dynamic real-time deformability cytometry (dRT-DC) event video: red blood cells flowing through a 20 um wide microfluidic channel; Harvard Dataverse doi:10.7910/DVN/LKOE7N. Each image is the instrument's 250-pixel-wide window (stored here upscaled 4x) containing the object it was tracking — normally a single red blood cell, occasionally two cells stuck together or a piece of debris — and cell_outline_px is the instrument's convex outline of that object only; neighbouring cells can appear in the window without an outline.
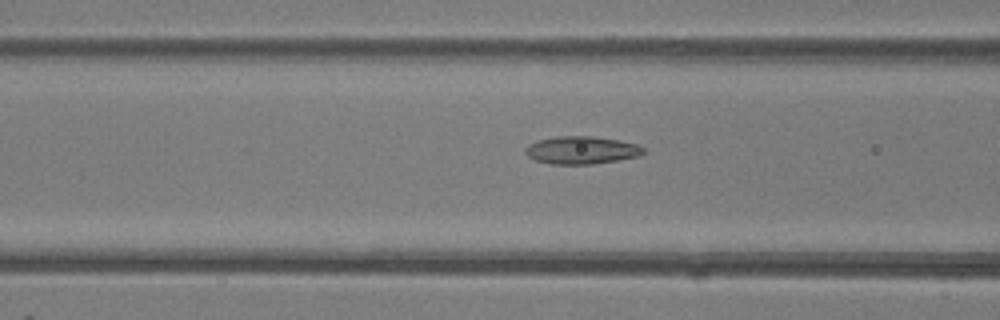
{"species": "common noctule bat (a hibernating species)", "species_latin": "Nyctalus noctula", "temperature_condition": "room temperature", "stored_images_in_passage": 45, "camera_frame_rate_fps": 3000, "um_per_image_px": 0.085, "animal": {"sex": "female"}, "frame": {"image": 1, "passage_image": 19, "time_ms": 6.0, "image_size_px": [1000, 320], "cell_outline_px": [[644, 152], [640, 156], [592, 164], [552, 164], [536, 160], [528, 156], [524, 152], [524, 148], [528, 144], [540, 140], [556, 136], [592, 136], [620, 140], [636, 144], [644, 148]], "centroid_in_image_um": [49.42, 12.76], "position_along_channel_um": 117.2, "area_um2": 19.02}}
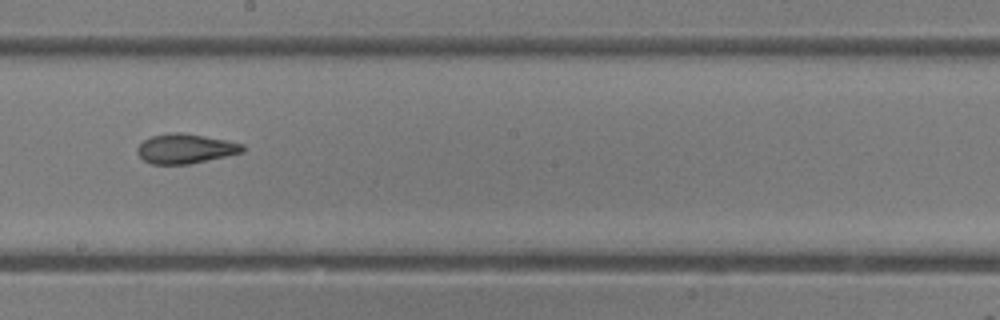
{"frame": {"image": 2, "passage_image": 27, "time_ms": 8.667, "image_size_px": [1000, 320], "cell_outline_px": [[244, 152], [188, 164], [152, 164], [144, 160], [136, 152], [136, 148], [144, 140], [152, 136], [172, 132], [180, 132], [204, 136], [244, 144]], "centroid_in_image_um": [15.74, 12.63], "position_along_channel_um": 232.5, "area_um2": 17.98}}
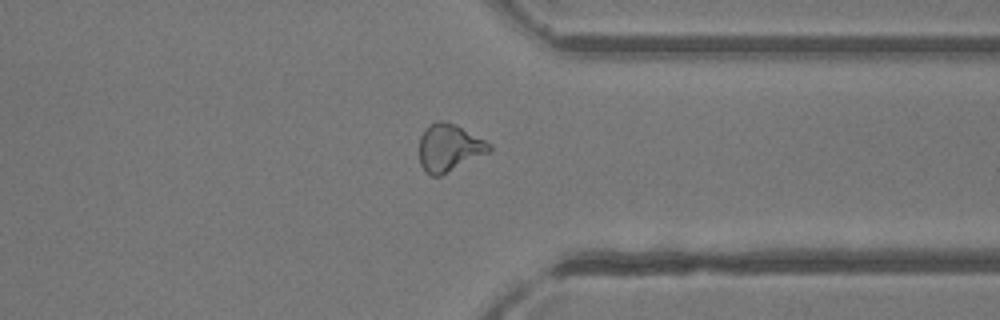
{"frame": {"image": 3, "passage_image": 37, "time_ms": 12.0, "image_size_px": [1000, 320], "cell_outline_px": [[492, 148], [488, 152], [440, 176], [432, 176], [424, 172], [420, 164], [420, 136], [436, 120], [444, 120], [456, 124], [492, 144]], "centroid_in_image_um": [38.17, 12.56], "position_along_channel_um": 373.2, "area_um2": 19.13}}